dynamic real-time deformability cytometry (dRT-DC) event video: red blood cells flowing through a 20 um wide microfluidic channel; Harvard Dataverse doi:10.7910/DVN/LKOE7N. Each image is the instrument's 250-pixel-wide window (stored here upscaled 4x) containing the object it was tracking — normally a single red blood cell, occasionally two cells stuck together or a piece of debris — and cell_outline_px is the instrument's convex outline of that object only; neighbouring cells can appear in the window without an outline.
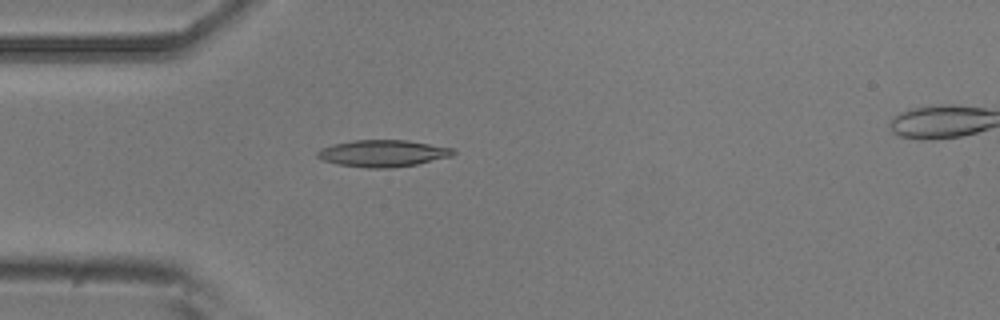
{"species": "common noctule bat (a hibernating species)", "species_latin": "Nyctalus noctula", "temperature_condition": "room temperature", "stored_images_in_passage": 4, "camera_frame_rate_fps": 3000, "um_per_image_px": 0.085, "animal": {"sex": "male", "body_mass_g": 20.5, "forearm_length_mm": 52.5}, "frame": {"image": 1, "passage_image": 3, "time_ms": 3.333, "image_size_px": [1000, 320], "cell_outline_px": [[456, 152], [452, 156], [416, 164], [388, 168], [364, 168], [336, 164], [324, 160], [316, 156], [316, 152], [320, 148], [332, 144], [352, 140], [408, 140], [452, 148]], "centroid_in_image_um": [32.5, 13.03], "position_along_channel_um": 52.5, "area_um2": 21.27}}